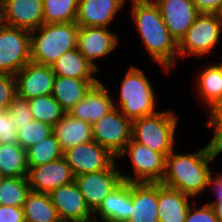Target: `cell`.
Here are the masks:
<instances>
[{
    "mask_svg": "<svg viewBox=\"0 0 222 222\" xmlns=\"http://www.w3.org/2000/svg\"><path fill=\"white\" fill-rule=\"evenodd\" d=\"M132 16L143 44L153 60L165 71L176 66L178 44L171 37L153 0H131Z\"/></svg>",
    "mask_w": 222,
    "mask_h": 222,
    "instance_id": "1",
    "label": "cell"
},
{
    "mask_svg": "<svg viewBox=\"0 0 222 222\" xmlns=\"http://www.w3.org/2000/svg\"><path fill=\"white\" fill-rule=\"evenodd\" d=\"M174 152L173 149L166 156V171L161 183L194 198L209 187L212 174L209 164L215 157L207 145L192 154Z\"/></svg>",
    "mask_w": 222,
    "mask_h": 222,
    "instance_id": "2",
    "label": "cell"
},
{
    "mask_svg": "<svg viewBox=\"0 0 222 222\" xmlns=\"http://www.w3.org/2000/svg\"><path fill=\"white\" fill-rule=\"evenodd\" d=\"M78 31L75 22L44 23L30 31L31 61L51 66L62 54L77 48Z\"/></svg>",
    "mask_w": 222,
    "mask_h": 222,
    "instance_id": "3",
    "label": "cell"
},
{
    "mask_svg": "<svg viewBox=\"0 0 222 222\" xmlns=\"http://www.w3.org/2000/svg\"><path fill=\"white\" fill-rule=\"evenodd\" d=\"M145 72L142 69L130 66L122 80L120 87V105L113 102L114 107L130 120L157 113L156 99Z\"/></svg>",
    "mask_w": 222,
    "mask_h": 222,
    "instance_id": "4",
    "label": "cell"
},
{
    "mask_svg": "<svg viewBox=\"0 0 222 222\" xmlns=\"http://www.w3.org/2000/svg\"><path fill=\"white\" fill-rule=\"evenodd\" d=\"M178 119L173 111H158L132 121V140L167 156L174 149Z\"/></svg>",
    "mask_w": 222,
    "mask_h": 222,
    "instance_id": "5",
    "label": "cell"
},
{
    "mask_svg": "<svg viewBox=\"0 0 222 222\" xmlns=\"http://www.w3.org/2000/svg\"><path fill=\"white\" fill-rule=\"evenodd\" d=\"M220 14L200 13L185 36L178 43L179 57L206 55L217 45L222 32Z\"/></svg>",
    "mask_w": 222,
    "mask_h": 222,
    "instance_id": "6",
    "label": "cell"
},
{
    "mask_svg": "<svg viewBox=\"0 0 222 222\" xmlns=\"http://www.w3.org/2000/svg\"><path fill=\"white\" fill-rule=\"evenodd\" d=\"M30 61V31L0 22V73L15 75Z\"/></svg>",
    "mask_w": 222,
    "mask_h": 222,
    "instance_id": "7",
    "label": "cell"
},
{
    "mask_svg": "<svg viewBox=\"0 0 222 222\" xmlns=\"http://www.w3.org/2000/svg\"><path fill=\"white\" fill-rule=\"evenodd\" d=\"M131 158L135 178L122 175L123 181L135 183H160L166 171V156L131 140L117 158Z\"/></svg>",
    "mask_w": 222,
    "mask_h": 222,
    "instance_id": "8",
    "label": "cell"
},
{
    "mask_svg": "<svg viewBox=\"0 0 222 222\" xmlns=\"http://www.w3.org/2000/svg\"><path fill=\"white\" fill-rule=\"evenodd\" d=\"M91 126L93 140L116 157L132 140V120L116 107Z\"/></svg>",
    "mask_w": 222,
    "mask_h": 222,
    "instance_id": "9",
    "label": "cell"
},
{
    "mask_svg": "<svg viewBox=\"0 0 222 222\" xmlns=\"http://www.w3.org/2000/svg\"><path fill=\"white\" fill-rule=\"evenodd\" d=\"M74 176L108 169L116 159L108 149L94 140L75 145L63 152Z\"/></svg>",
    "mask_w": 222,
    "mask_h": 222,
    "instance_id": "10",
    "label": "cell"
},
{
    "mask_svg": "<svg viewBox=\"0 0 222 222\" xmlns=\"http://www.w3.org/2000/svg\"><path fill=\"white\" fill-rule=\"evenodd\" d=\"M115 163L116 161L106 170L75 176L74 181L92 212L123 182L122 173L116 169L118 167Z\"/></svg>",
    "mask_w": 222,
    "mask_h": 222,
    "instance_id": "11",
    "label": "cell"
},
{
    "mask_svg": "<svg viewBox=\"0 0 222 222\" xmlns=\"http://www.w3.org/2000/svg\"><path fill=\"white\" fill-rule=\"evenodd\" d=\"M51 202L62 222H97L75 181L51 191Z\"/></svg>",
    "mask_w": 222,
    "mask_h": 222,
    "instance_id": "12",
    "label": "cell"
},
{
    "mask_svg": "<svg viewBox=\"0 0 222 222\" xmlns=\"http://www.w3.org/2000/svg\"><path fill=\"white\" fill-rule=\"evenodd\" d=\"M55 77L51 66L30 61L15 74L16 95L27 100L52 95Z\"/></svg>",
    "mask_w": 222,
    "mask_h": 222,
    "instance_id": "13",
    "label": "cell"
},
{
    "mask_svg": "<svg viewBox=\"0 0 222 222\" xmlns=\"http://www.w3.org/2000/svg\"><path fill=\"white\" fill-rule=\"evenodd\" d=\"M0 22L28 31L44 24L42 0H0Z\"/></svg>",
    "mask_w": 222,
    "mask_h": 222,
    "instance_id": "14",
    "label": "cell"
},
{
    "mask_svg": "<svg viewBox=\"0 0 222 222\" xmlns=\"http://www.w3.org/2000/svg\"><path fill=\"white\" fill-rule=\"evenodd\" d=\"M158 6L163 21L171 35L177 42L185 36L200 12L192 0H153Z\"/></svg>",
    "mask_w": 222,
    "mask_h": 222,
    "instance_id": "15",
    "label": "cell"
},
{
    "mask_svg": "<svg viewBox=\"0 0 222 222\" xmlns=\"http://www.w3.org/2000/svg\"><path fill=\"white\" fill-rule=\"evenodd\" d=\"M27 178L31 191L49 194L56 188L73 182L75 176L62 157L37 167H29Z\"/></svg>",
    "mask_w": 222,
    "mask_h": 222,
    "instance_id": "16",
    "label": "cell"
},
{
    "mask_svg": "<svg viewBox=\"0 0 222 222\" xmlns=\"http://www.w3.org/2000/svg\"><path fill=\"white\" fill-rule=\"evenodd\" d=\"M117 34L105 27H81L79 26L77 49L98 70L95 60L106 57L118 46Z\"/></svg>",
    "mask_w": 222,
    "mask_h": 222,
    "instance_id": "17",
    "label": "cell"
},
{
    "mask_svg": "<svg viewBox=\"0 0 222 222\" xmlns=\"http://www.w3.org/2000/svg\"><path fill=\"white\" fill-rule=\"evenodd\" d=\"M115 100L102 82L93 85L85 97L67 113L74 118L93 124L114 108Z\"/></svg>",
    "mask_w": 222,
    "mask_h": 222,
    "instance_id": "18",
    "label": "cell"
},
{
    "mask_svg": "<svg viewBox=\"0 0 222 222\" xmlns=\"http://www.w3.org/2000/svg\"><path fill=\"white\" fill-rule=\"evenodd\" d=\"M158 183H131V210L126 222H159Z\"/></svg>",
    "mask_w": 222,
    "mask_h": 222,
    "instance_id": "19",
    "label": "cell"
},
{
    "mask_svg": "<svg viewBox=\"0 0 222 222\" xmlns=\"http://www.w3.org/2000/svg\"><path fill=\"white\" fill-rule=\"evenodd\" d=\"M126 0H78L76 24L81 27H105L114 20Z\"/></svg>",
    "mask_w": 222,
    "mask_h": 222,
    "instance_id": "20",
    "label": "cell"
},
{
    "mask_svg": "<svg viewBox=\"0 0 222 222\" xmlns=\"http://www.w3.org/2000/svg\"><path fill=\"white\" fill-rule=\"evenodd\" d=\"M131 210V183L123 181L107 195L93 215L100 216L103 222H126Z\"/></svg>",
    "mask_w": 222,
    "mask_h": 222,
    "instance_id": "21",
    "label": "cell"
},
{
    "mask_svg": "<svg viewBox=\"0 0 222 222\" xmlns=\"http://www.w3.org/2000/svg\"><path fill=\"white\" fill-rule=\"evenodd\" d=\"M190 196L158 183L159 222H184L190 209Z\"/></svg>",
    "mask_w": 222,
    "mask_h": 222,
    "instance_id": "22",
    "label": "cell"
},
{
    "mask_svg": "<svg viewBox=\"0 0 222 222\" xmlns=\"http://www.w3.org/2000/svg\"><path fill=\"white\" fill-rule=\"evenodd\" d=\"M100 81L98 79H77L56 76L52 96L67 113L86 93Z\"/></svg>",
    "mask_w": 222,
    "mask_h": 222,
    "instance_id": "23",
    "label": "cell"
},
{
    "mask_svg": "<svg viewBox=\"0 0 222 222\" xmlns=\"http://www.w3.org/2000/svg\"><path fill=\"white\" fill-rule=\"evenodd\" d=\"M53 134L63 150L93 140L91 124L68 113L53 126Z\"/></svg>",
    "mask_w": 222,
    "mask_h": 222,
    "instance_id": "24",
    "label": "cell"
},
{
    "mask_svg": "<svg viewBox=\"0 0 222 222\" xmlns=\"http://www.w3.org/2000/svg\"><path fill=\"white\" fill-rule=\"evenodd\" d=\"M51 67L56 76L77 79H97L93 74L99 71L77 48L62 54Z\"/></svg>",
    "mask_w": 222,
    "mask_h": 222,
    "instance_id": "25",
    "label": "cell"
},
{
    "mask_svg": "<svg viewBox=\"0 0 222 222\" xmlns=\"http://www.w3.org/2000/svg\"><path fill=\"white\" fill-rule=\"evenodd\" d=\"M22 208L25 222H62L46 193L30 191Z\"/></svg>",
    "mask_w": 222,
    "mask_h": 222,
    "instance_id": "26",
    "label": "cell"
},
{
    "mask_svg": "<svg viewBox=\"0 0 222 222\" xmlns=\"http://www.w3.org/2000/svg\"><path fill=\"white\" fill-rule=\"evenodd\" d=\"M196 79L199 99L206 106L213 107L222 100V69L217 63L206 66Z\"/></svg>",
    "mask_w": 222,
    "mask_h": 222,
    "instance_id": "27",
    "label": "cell"
},
{
    "mask_svg": "<svg viewBox=\"0 0 222 222\" xmlns=\"http://www.w3.org/2000/svg\"><path fill=\"white\" fill-rule=\"evenodd\" d=\"M27 152L19 144H0V174L2 177H27Z\"/></svg>",
    "mask_w": 222,
    "mask_h": 222,
    "instance_id": "28",
    "label": "cell"
},
{
    "mask_svg": "<svg viewBox=\"0 0 222 222\" xmlns=\"http://www.w3.org/2000/svg\"><path fill=\"white\" fill-rule=\"evenodd\" d=\"M30 191L27 177H2L0 205L22 207Z\"/></svg>",
    "mask_w": 222,
    "mask_h": 222,
    "instance_id": "29",
    "label": "cell"
},
{
    "mask_svg": "<svg viewBox=\"0 0 222 222\" xmlns=\"http://www.w3.org/2000/svg\"><path fill=\"white\" fill-rule=\"evenodd\" d=\"M28 167H37L63 157L64 150L54 134L26 150Z\"/></svg>",
    "mask_w": 222,
    "mask_h": 222,
    "instance_id": "30",
    "label": "cell"
},
{
    "mask_svg": "<svg viewBox=\"0 0 222 222\" xmlns=\"http://www.w3.org/2000/svg\"><path fill=\"white\" fill-rule=\"evenodd\" d=\"M33 119L52 127L59 122L66 112L52 95L39 96L28 100Z\"/></svg>",
    "mask_w": 222,
    "mask_h": 222,
    "instance_id": "31",
    "label": "cell"
},
{
    "mask_svg": "<svg viewBox=\"0 0 222 222\" xmlns=\"http://www.w3.org/2000/svg\"><path fill=\"white\" fill-rule=\"evenodd\" d=\"M44 23L76 22L78 0H42Z\"/></svg>",
    "mask_w": 222,
    "mask_h": 222,
    "instance_id": "32",
    "label": "cell"
},
{
    "mask_svg": "<svg viewBox=\"0 0 222 222\" xmlns=\"http://www.w3.org/2000/svg\"><path fill=\"white\" fill-rule=\"evenodd\" d=\"M18 144L27 150L31 146L37 144L42 139H45L53 134V127L49 124L33 119L21 129L17 131Z\"/></svg>",
    "mask_w": 222,
    "mask_h": 222,
    "instance_id": "33",
    "label": "cell"
},
{
    "mask_svg": "<svg viewBox=\"0 0 222 222\" xmlns=\"http://www.w3.org/2000/svg\"><path fill=\"white\" fill-rule=\"evenodd\" d=\"M7 110L17 131L21 129L22 125L33 120L28 100L20 98L17 95L14 97Z\"/></svg>",
    "mask_w": 222,
    "mask_h": 222,
    "instance_id": "34",
    "label": "cell"
},
{
    "mask_svg": "<svg viewBox=\"0 0 222 222\" xmlns=\"http://www.w3.org/2000/svg\"><path fill=\"white\" fill-rule=\"evenodd\" d=\"M15 96V75L0 73V109L7 110Z\"/></svg>",
    "mask_w": 222,
    "mask_h": 222,
    "instance_id": "35",
    "label": "cell"
},
{
    "mask_svg": "<svg viewBox=\"0 0 222 222\" xmlns=\"http://www.w3.org/2000/svg\"><path fill=\"white\" fill-rule=\"evenodd\" d=\"M18 144V134L8 110L0 109V144Z\"/></svg>",
    "mask_w": 222,
    "mask_h": 222,
    "instance_id": "36",
    "label": "cell"
},
{
    "mask_svg": "<svg viewBox=\"0 0 222 222\" xmlns=\"http://www.w3.org/2000/svg\"><path fill=\"white\" fill-rule=\"evenodd\" d=\"M184 222H218V220L213 207L207 202L199 209L191 205Z\"/></svg>",
    "mask_w": 222,
    "mask_h": 222,
    "instance_id": "37",
    "label": "cell"
},
{
    "mask_svg": "<svg viewBox=\"0 0 222 222\" xmlns=\"http://www.w3.org/2000/svg\"><path fill=\"white\" fill-rule=\"evenodd\" d=\"M208 126L213 128L214 136L207 144L209 152L217 157L222 153V121H208Z\"/></svg>",
    "mask_w": 222,
    "mask_h": 222,
    "instance_id": "38",
    "label": "cell"
},
{
    "mask_svg": "<svg viewBox=\"0 0 222 222\" xmlns=\"http://www.w3.org/2000/svg\"><path fill=\"white\" fill-rule=\"evenodd\" d=\"M0 222H25L23 208L0 205Z\"/></svg>",
    "mask_w": 222,
    "mask_h": 222,
    "instance_id": "39",
    "label": "cell"
},
{
    "mask_svg": "<svg viewBox=\"0 0 222 222\" xmlns=\"http://www.w3.org/2000/svg\"><path fill=\"white\" fill-rule=\"evenodd\" d=\"M200 13L221 14L222 0H192Z\"/></svg>",
    "mask_w": 222,
    "mask_h": 222,
    "instance_id": "40",
    "label": "cell"
},
{
    "mask_svg": "<svg viewBox=\"0 0 222 222\" xmlns=\"http://www.w3.org/2000/svg\"><path fill=\"white\" fill-rule=\"evenodd\" d=\"M217 177L212 178L213 176H210L209 179V186L213 187L216 191L215 193L217 194V198L213 200L211 203H208L209 205H212L214 201H222V173H217ZM213 184V186H212Z\"/></svg>",
    "mask_w": 222,
    "mask_h": 222,
    "instance_id": "41",
    "label": "cell"
},
{
    "mask_svg": "<svg viewBox=\"0 0 222 222\" xmlns=\"http://www.w3.org/2000/svg\"><path fill=\"white\" fill-rule=\"evenodd\" d=\"M210 110L209 121H222V100H219Z\"/></svg>",
    "mask_w": 222,
    "mask_h": 222,
    "instance_id": "42",
    "label": "cell"
},
{
    "mask_svg": "<svg viewBox=\"0 0 222 222\" xmlns=\"http://www.w3.org/2000/svg\"><path fill=\"white\" fill-rule=\"evenodd\" d=\"M211 206L214 209L218 222H222V201H214Z\"/></svg>",
    "mask_w": 222,
    "mask_h": 222,
    "instance_id": "43",
    "label": "cell"
}]
</instances>
